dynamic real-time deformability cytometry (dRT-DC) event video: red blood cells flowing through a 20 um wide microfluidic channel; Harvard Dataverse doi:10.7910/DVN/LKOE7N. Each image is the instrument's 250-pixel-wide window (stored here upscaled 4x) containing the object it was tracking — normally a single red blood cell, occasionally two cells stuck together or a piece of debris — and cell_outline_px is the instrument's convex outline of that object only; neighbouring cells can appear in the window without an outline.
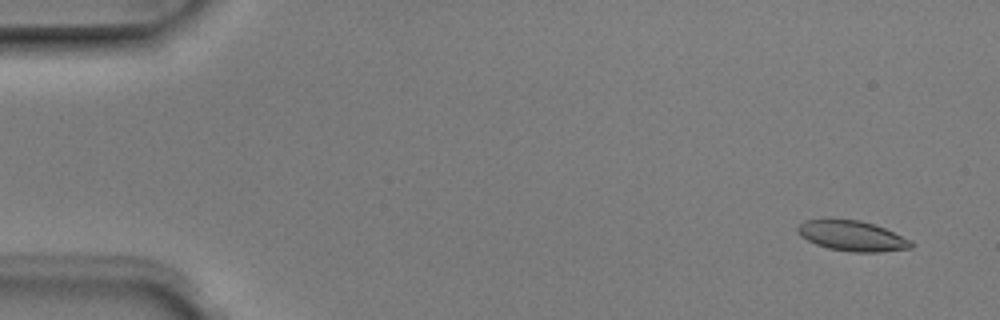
{"species": "Egyptian fruit bat (a non-hibernating species)", "species_latin": "Rousettus aegyptiacus", "temperature_condition": "room temperature", "stored_images_in_passage": 6, "camera_frame_rate_fps": 3000, "um_per_image_px": 0.085, "animal": {"sex": "male"}, "frame": {"image": 1, "passage_image": 1, "time_ms": 0.0, "image_size_px": [1000, 320], "cell_outline_px": [[916, 244], [912, 248], [880, 252], [852, 252], [828, 248], [816, 244], [800, 236], [796, 232], [796, 228], [804, 220], [860, 220], [884, 228], [912, 240]], "centroid_in_image_um": [72.46, 20.07], "position_along_channel_um": 12.5, "area_um2": 19.94}}
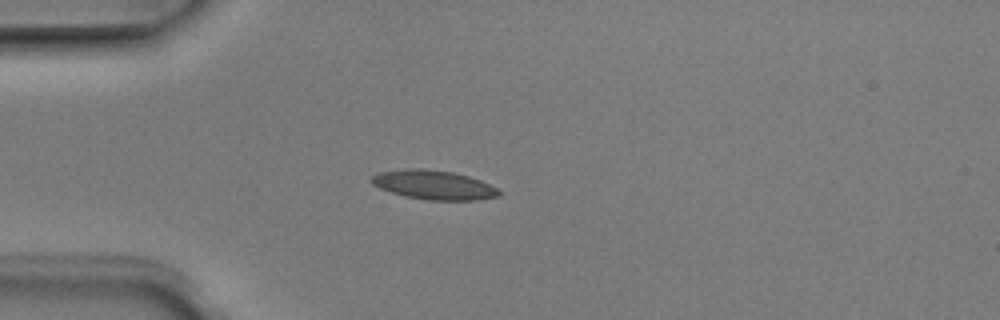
{"frame": {"image": 2, "passage_image": 4, "time_ms": 1.0, "image_size_px": [1000, 320], "cell_outline_px": [[500, 192], [496, 196], [476, 200], [428, 200], [404, 196], [380, 188], [372, 184], [368, 180], [376, 172], [408, 168], [420, 168], [452, 172], [468, 176], [480, 180], [496, 188]], "centroid_in_image_um": [36.79, 15.7], "position_along_channel_um": 48.2, "area_um2": 21.56}}
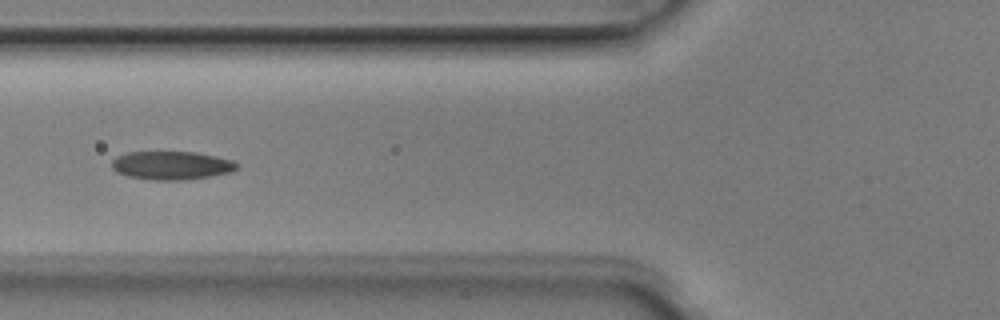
{"frame": {"image": 3, "passage_image": 6, "time_ms": 1.667, "image_size_px": [1000, 320], "cell_outline_px": [[240, 168], [232, 172], [208, 176], [180, 180], [152, 180], [128, 176], [116, 172], [112, 168], [112, 160], [116, 156], [128, 152], [196, 152], [216, 156], [232, 160], [240, 164]], "centroid_in_image_um": [14.6, 14.05], "position_along_channel_um": 111.2, "area_um2": 20.81}}